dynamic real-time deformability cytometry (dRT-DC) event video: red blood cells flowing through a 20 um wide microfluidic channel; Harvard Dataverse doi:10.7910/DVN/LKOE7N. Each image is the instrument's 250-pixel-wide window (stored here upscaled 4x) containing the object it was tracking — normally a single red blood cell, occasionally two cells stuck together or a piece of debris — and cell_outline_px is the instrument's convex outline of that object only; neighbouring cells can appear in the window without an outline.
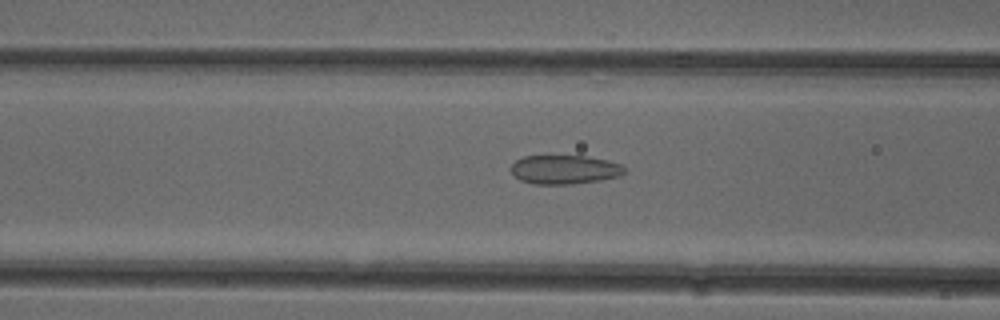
{"species": "common noctule bat (a hibernating species)", "species_latin": "Nyctalus noctula", "temperature_condition": "cold", "stored_images_in_passage": 14, "camera_frame_rate_fps": 3000, "um_per_image_px": 0.085, "animal": {"sex": "female"}, "frame": {"image": 1, "passage_image": 9, "time_ms": 2.667, "image_size_px": [1000, 320], "cell_outline_px": [[624, 172], [620, 176], [600, 180], [572, 184], [532, 184], [520, 180], [508, 168], [516, 160], [524, 156], [588, 156], [608, 160], [624, 164]], "centroid_in_image_um": [47.99, 14.41], "position_along_channel_um": 118.6, "area_um2": 19.31}}
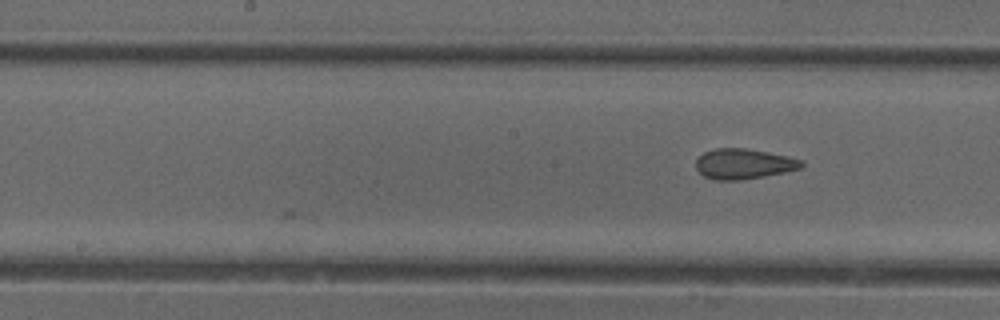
{"frame": {"image": 2, "passage_image": 14, "time_ms": 4.333, "image_size_px": [1000, 320], "cell_outline_px": [[804, 164], [800, 168], [784, 172], [764, 176], [740, 180], [712, 180], [704, 176], [696, 168], [696, 160], [704, 152], [716, 148], [744, 148], [768, 152], [788, 156], [804, 160]], "centroid_in_image_um": [63.21, 13.93], "position_along_channel_um": 185.0, "area_um2": 18.61}}